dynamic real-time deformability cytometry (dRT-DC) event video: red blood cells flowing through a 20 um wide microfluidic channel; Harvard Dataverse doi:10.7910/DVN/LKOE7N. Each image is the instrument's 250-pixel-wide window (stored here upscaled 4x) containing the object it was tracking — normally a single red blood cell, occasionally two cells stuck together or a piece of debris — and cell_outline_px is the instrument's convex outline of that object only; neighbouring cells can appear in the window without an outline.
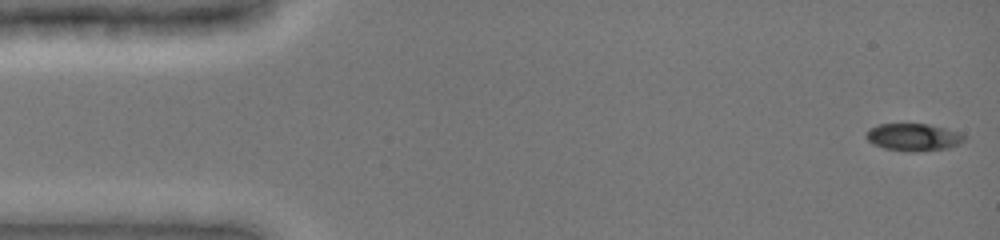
{"species": "common noctule bat (a hibernating species)", "species_latin": "Nyctalus noctula", "temperature_condition": "cold", "stored_images_in_passage": 48, "camera_frame_rate_fps": 3000, "um_per_image_px": 0.085, "animal": {"sex": "female", "body_mass_g": 19.0, "forearm_length_mm": 51.5}, "frame": {"image": 1, "passage_image": 1, "time_ms": 0.0, "image_size_px": [1000, 240], "cell_outline_px": [[964, 140], [960, 144], [948, 148], [916, 152], [912, 152], [884, 148], [872, 144], [864, 136], [868, 128], [876, 124], [928, 124], [944, 128], [956, 132], [964, 136]], "centroid_in_image_um": [77.57, 11.66], "position_along_channel_um": 7.4, "area_um2": 15.66}}
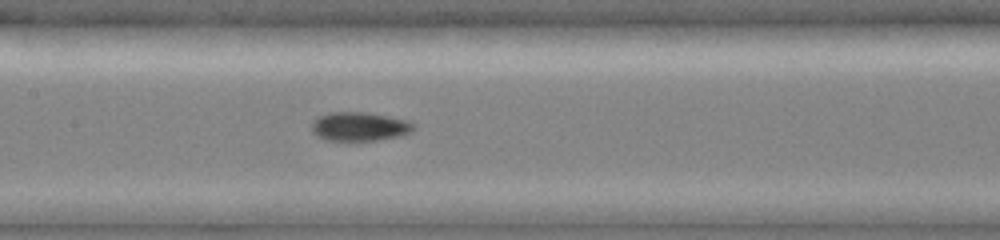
{"frame": {"image": 2, "passage_image": 23, "time_ms": 7.333, "image_size_px": [1000, 240], "cell_outline_px": [[416, 128], [412, 132], [400, 136], [376, 140], [324, 140], [316, 136], [312, 132], [312, 120], [328, 112], [368, 112], [408, 120]], "centroid_in_image_um": [30.55, 10.75], "position_along_channel_um": 176.9, "area_um2": 17.28}}
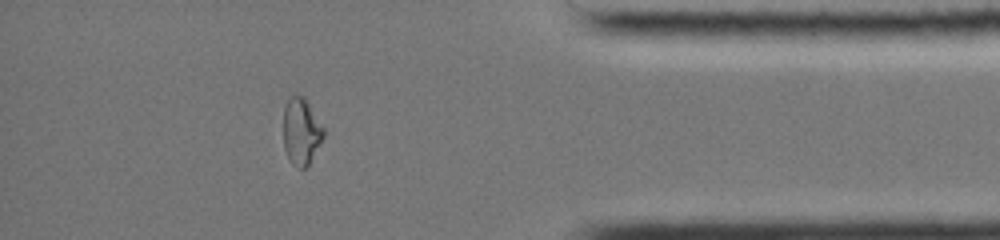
{"frame": {"image": 3, "passage_image": 42, "time_ms": 13.667, "image_size_px": [1000, 240], "cell_outline_px": [[324, 136], [308, 164], [304, 168], [296, 168], [288, 160], [284, 148], [284, 108], [288, 100], [292, 96], [304, 96], [324, 128]], "centroid_in_image_um": [25.59, 11.19], "position_along_channel_um": 409.6, "area_um2": 15.43}, "authors_computed_cell_mechanics": {"area_um2": 16.3285, "velocity_mm_per_s": 3.9608, "shape_relaxation_time_tau1_ms": null, "shape_relaxation_time_tau2_ms": 2.7371, "deformation_change_tau1": null, "deformation_change_tau2": 0.0388}}